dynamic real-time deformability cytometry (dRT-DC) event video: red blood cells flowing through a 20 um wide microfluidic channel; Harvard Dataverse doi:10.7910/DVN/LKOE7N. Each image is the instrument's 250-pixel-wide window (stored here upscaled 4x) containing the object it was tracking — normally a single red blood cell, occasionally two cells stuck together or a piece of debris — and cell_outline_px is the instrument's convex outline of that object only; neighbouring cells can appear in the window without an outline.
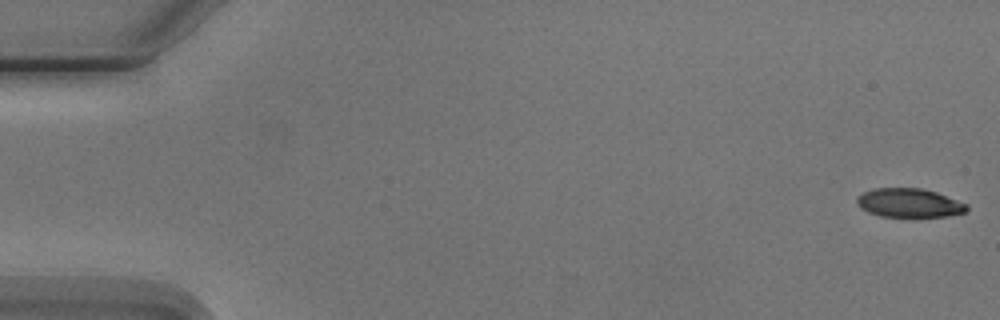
{"species": "Egyptian fruit bat (a non-hibernating species)", "species_latin": "Rousettus aegyptiacus", "temperature_condition": "cold", "stored_images_in_passage": 5, "camera_frame_rate_fps": 3000, "um_per_image_px": 0.085, "animal": {"sex": "male"}, "frame": {"image": 1, "passage_image": 1, "time_ms": 0.0, "image_size_px": [1000, 320], "cell_outline_px": [[968, 208], [964, 212], [948, 216], [880, 216], [868, 212], [860, 208], [856, 204], [856, 200], [864, 192], [876, 188], [920, 188], [936, 192], [968, 204]], "centroid_in_image_um": [77.27, 17.24], "position_along_channel_um": 7.7, "area_um2": 18.26}}
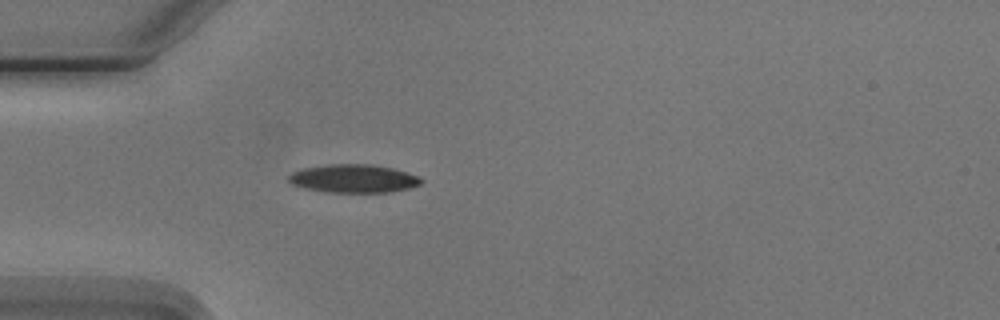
{"frame": {"image": 2, "passage_image": 5, "time_ms": 5.0, "image_size_px": [1000, 320], "cell_outline_px": [[424, 180], [420, 184], [408, 188], [388, 192], [328, 192], [304, 188], [292, 184], [288, 180], [288, 176], [292, 172], [304, 168], [328, 164], [372, 164], [392, 168], [420, 176]], "centroid_in_image_um": [30.05, 15.17], "position_along_channel_um": 54.9, "area_um2": 21.79}}